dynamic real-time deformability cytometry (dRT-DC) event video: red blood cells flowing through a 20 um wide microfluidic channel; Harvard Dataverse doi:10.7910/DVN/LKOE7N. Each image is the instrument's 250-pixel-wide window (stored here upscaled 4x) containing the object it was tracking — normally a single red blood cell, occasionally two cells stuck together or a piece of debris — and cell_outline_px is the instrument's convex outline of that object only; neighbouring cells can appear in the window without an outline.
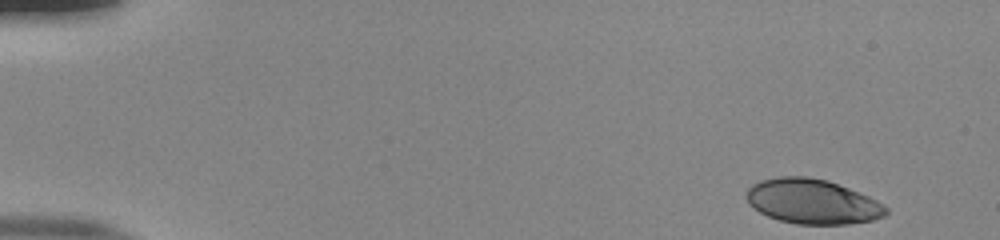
{"species": "human", "species_latin": "Homo sapiens", "temperature_condition": "room temperature", "stored_images_in_passage": 50, "camera_frame_rate_fps": 3000, "um_per_image_px": 0.085, "donor": {"sex": "male"}, "frame": {"image": 1, "passage_image": 1, "time_ms": 0.0, "image_size_px": [1000, 240], "cell_outline_px": [[888, 212], [884, 216], [872, 220], [848, 224], [796, 224], [780, 220], [768, 216], [760, 212], [748, 204], [748, 188], [752, 184], [760, 180], [780, 176], [808, 176], [828, 180], [868, 196], [884, 204], [888, 208]], "centroid_in_image_um": [69.06, 17.12], "position_along_channel_um": 15.9, "area_um2": 36.36}}
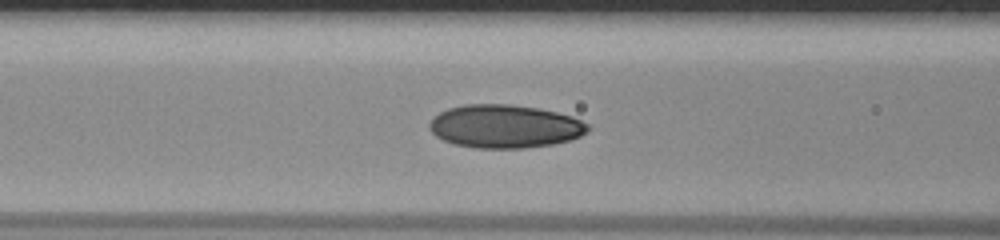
{"frame": {"image": 2, "passage_image": 20, "time_ms": 6.333, "image_size_px": [1000, 240], "cell_outline_px": [[592, 128], [588, 132], [572, 140], [552, 144], [524, 148], [476, 148], [456, 144], [444, 140], [436, 136], [428, 128], [428, 124], [440, 112], [448, 108], [464, 104], [508, 104], [540, 108], [572, 116], [588, 124]], "centroid_in_image_um": [42.94, 10.74], "position_along_channel_um": 123.7, "area_um2": 40.06}}
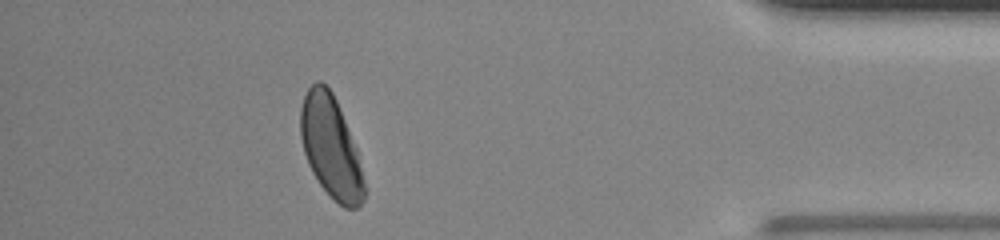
{"frame": {"image": 3, "passage_image": 45, "time_ms": 14.667, "image_size_px": [1000, 240], "cell_outline_px": [[364, 200], [356, 208], [344, 208], [320, 184], [312, 172], [308, 164], [304, 152], [300, 136], [300, 108], [304, 96], [308, 88], [316, 80], [320, 80], [332, 92], [336, 100], [356, 148], [364, 180]], "centroid_in_image_um": [28.09, 12.47], "position_along_channel_um": 407.1, "area_um2": 37.28}, "authors_computed_cell_mechanics": {"area_um2": 37.8879, "velocity_mm_per_s": 3.8905, "shape_relaxation_time_tau1_ms": 3.7586, "shape_relaxation_time_tau2_ms": 1.0084, "deformation_change_tau1": 0.1479, "deformation_change_tau2": 0.0454}}